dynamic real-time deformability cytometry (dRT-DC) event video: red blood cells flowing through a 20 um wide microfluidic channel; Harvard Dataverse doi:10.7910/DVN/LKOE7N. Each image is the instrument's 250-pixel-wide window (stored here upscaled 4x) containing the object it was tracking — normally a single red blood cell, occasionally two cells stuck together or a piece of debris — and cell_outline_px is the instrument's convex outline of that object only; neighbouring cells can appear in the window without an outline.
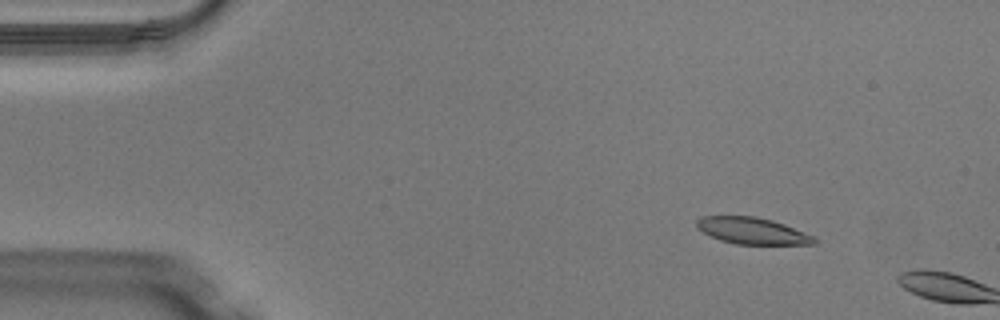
{"species": "Egyptian fruit bat (a non-hibernating species)", "species_latin": "Rousettus aegyptiacus", "temperature_condition": "warm", "stored_images_in_passage": 3, "camera_frame_rate_fps": 3000, "um_per_image_px": 0.085, "animal": {"sex": "male"}, "frame": {"image": 1, "passage_image": 1, "time_ms": 0.0, "image_size_px": [1000, 320], "cell_outline_px": [[816, 244], [736, 244], [720, 240], [696, 228], [696, 220], [704, 216], [756, 216], [772, 220], [784, 224], [816, 236]], "centroid_in_image_um": [63.97, 19.61], "position_along_channel_um": 21.0, "area_um2": 18.21}}